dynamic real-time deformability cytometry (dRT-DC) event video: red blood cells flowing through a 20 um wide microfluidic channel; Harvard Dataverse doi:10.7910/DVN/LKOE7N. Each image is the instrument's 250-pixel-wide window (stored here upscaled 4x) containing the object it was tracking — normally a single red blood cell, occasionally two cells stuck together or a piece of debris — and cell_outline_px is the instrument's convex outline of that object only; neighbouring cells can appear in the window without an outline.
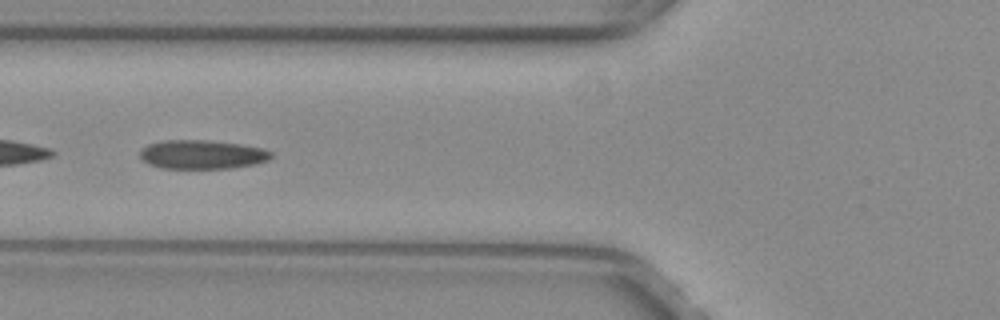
{"species": "common noctule bat (a hibernating species)", "species_latin": "Nyctalus noctula", "temperature_condition": "warm", "stored_images_in_passage": 21, "camera_frame_rate_fps": 3000, "um_per_image_px": 0.085, "animal": {"sex": "female", "body_mass_g": 29.2, "forearm_length_mm": 56.3}, "frame": {"image": 1, "passage_image": 13, "time_ms": 4.0, "image_size_px": [1000, 320], "cell_outline_px": [[272, 156], [268, 160], [252, 164], [228, 168], [160, 168], [148, 164], [140, 156], [140, 148], [148, 144], [164, 140], [208, 140], [240, 144], [264, 148], [272, 152]], "centroid_in_image_um": [17.15, 13.12], "position_along_channel_um": 108.7, "area_um2": 22.08}}
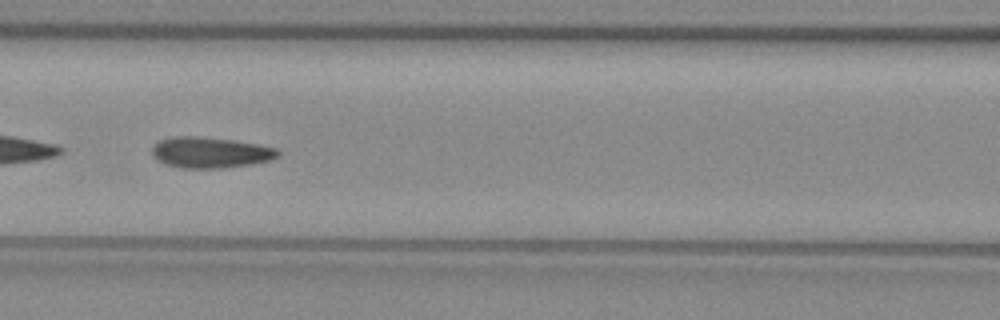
{"frame": {"image": 2, "passage_image": 16, "time_ms": 5.0, "image_size_px": [1000, 320], "cell_outline_px": [[280, 156], [268, 160], [252, 164], [224, 168], [180, 168], [168, 164], [160, 160], [152, 152], [152, 144], [160, 140], [172, 136], [196, 136], [232, 140], [256, 144], [276, 148], [280, 152]], "centroid_in_image_um": [17.88, 12.96], "position_along_channel_um": 148.7, "area_um2": 22.48}}